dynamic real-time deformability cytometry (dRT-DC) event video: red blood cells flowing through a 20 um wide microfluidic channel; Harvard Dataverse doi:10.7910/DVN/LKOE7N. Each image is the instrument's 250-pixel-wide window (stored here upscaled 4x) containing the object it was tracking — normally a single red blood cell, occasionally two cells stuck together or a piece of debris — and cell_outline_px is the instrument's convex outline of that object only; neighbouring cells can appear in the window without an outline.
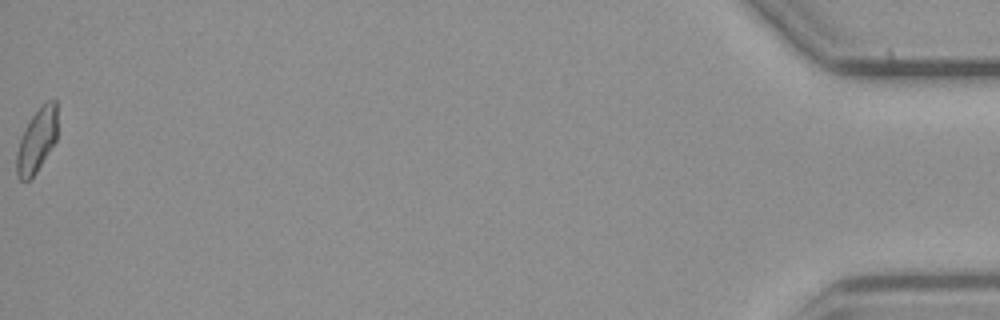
{"species": "common noctule bat (a hibernating species)", "species_latin": "Nyctalus noctula", "temperature_condition": "cold", "stored_images_in_passage": 13, "camera_frame_rate_fps": 3000, "um_per_image_px": 0.085, "animal": {"sex": "male", "body_mass_g": 23.1, "forearm_length_mm": 52.7}, "frame": {"image": 1, "passage_image": 13, "time_ms": 17.0, "image_size_px": [1000, 320], "cell_outline_px": [[56, 140], [36, 172], [28, 180], [20, 180], [16, 176], [16, 152], [20, 140], [32, 116], [48, 100], [56, 100]], "centroid_in_image_um": [3.11, 11.98], "position_along_channel_um": 432.1, "area_um2": 14.68}}